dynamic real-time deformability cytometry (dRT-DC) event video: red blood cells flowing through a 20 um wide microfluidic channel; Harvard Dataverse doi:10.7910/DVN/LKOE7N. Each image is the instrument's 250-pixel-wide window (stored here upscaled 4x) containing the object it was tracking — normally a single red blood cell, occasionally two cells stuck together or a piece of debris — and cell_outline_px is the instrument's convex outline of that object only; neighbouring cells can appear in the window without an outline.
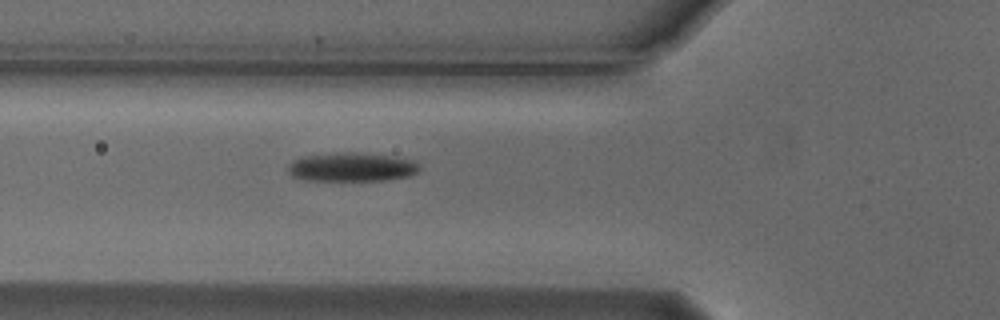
{"species": "Egyptian fruit bat (a non-hibernating species)", "species_latin": "Rousettus aegyptiacus", "temperature_condition": "cold", "stored_images_in_passage": 4, "camera_frame_rate_fps": 3000, "um_per_image_px": 0.085, "animal": {"sex": "male"}, "frame": {"image": 1, "passage_image": 3, "time_ms": 0.667, "image_size_px": [1000, 320], "cell_outline_px": [[420, 168], [416, 172], [408, 176], [384, 180], [304, 180], [292, 176], [288, 172], [288, 164], [292, 160], [300, 156], [348, 152], [356, 152], [388, 156], [416, 160], [420, 164]], "centroid_in_image_um": [29.87, 14.19], "position_along_channel_um": 95.9, "area_um2": 22.08}}